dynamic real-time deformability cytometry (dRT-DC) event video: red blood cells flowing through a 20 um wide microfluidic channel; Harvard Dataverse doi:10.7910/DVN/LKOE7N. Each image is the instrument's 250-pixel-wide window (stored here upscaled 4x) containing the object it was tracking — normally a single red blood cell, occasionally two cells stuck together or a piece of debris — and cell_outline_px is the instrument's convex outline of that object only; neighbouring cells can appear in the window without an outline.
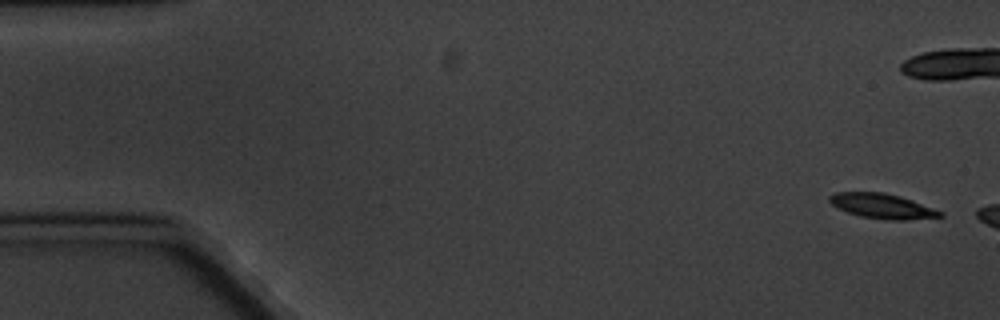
{"species": "common noctule bat (a hibernating species)", "species_latin": "Nyctalus noctula", "temperature_condition": "cold", "stored_images_in_passage": 3, "camera_frame_rate_fps": 3000, "um_per_image_px": 0.085, "animal": {"sex": "male", "body_mass_g": 20.1, "forearm_length_mm": 53.5}, "frame": {"image": 1, "passage_image": 1, "time_ms": 0.0, "image_size_px": [1000, 320], "cell_outline_px": [[944, 216], [908, 220], [888, 220], [860, 216], [836, 208], [828, 200], [828, 196], [836, 192], [884, 192], [900, 196], [912, 200], [944, 212]], "centroid_in_image_um": [74.99, 17.51], "position_along_channel_um": 10.0, "area_um2": 16.13}}